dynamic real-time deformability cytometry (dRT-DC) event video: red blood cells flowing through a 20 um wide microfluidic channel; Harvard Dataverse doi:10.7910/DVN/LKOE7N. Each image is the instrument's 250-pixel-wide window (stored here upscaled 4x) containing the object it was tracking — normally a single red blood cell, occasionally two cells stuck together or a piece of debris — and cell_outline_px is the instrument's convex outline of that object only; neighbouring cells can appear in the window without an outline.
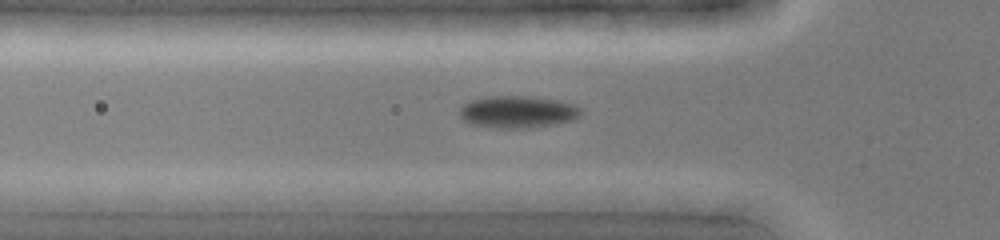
{"species": "common noctule bat (a hibernating species)", "species_latin": "Nyctalus noctula", "temperature_condition": "cold", "stored_images_in_passage": 42, "camera_frame_rate_fps": 3000, "um_per_image_px": 0.085, "animal": {"sex": "female", "body_mass_g": 19.0, "forearm_length_mm": 51.5}, "frame": {"image": 1, "passage_image": 13, "time_ms": 4.0, "image_size_px": [1000, 240], "cell_outline_px": [[580, 116], [572, 120], [552, 124], [528, 128], [500, 128], [472, 124], [464, 120], [460, 116], [460, 108], [464, 104], [472, 100], [488, 96], [524, 96], [556, 100], [576, 104], [580, 108]], "centroid_in_image_um": [44.0, 9.5], "position_along_channel_um": 81.8, "area_um2": 22.43}}
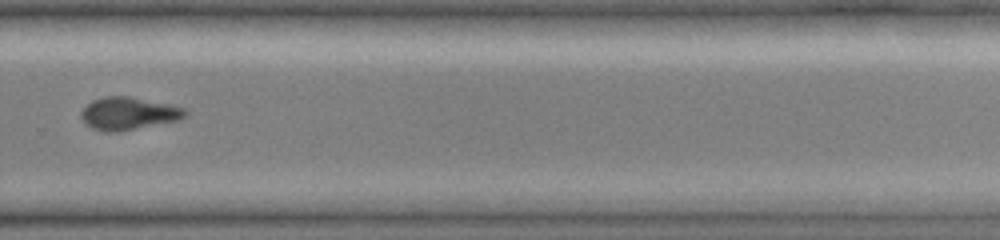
{"frame": {"image": 2, "passage_image": 29, "time_ms": 9.333, "image_size_px": [1000, 240], "cell_outline_px": [[188, 112], [184, 116], [176, 120], [120, 132], [104, 132], [92, 128], [80, 116], [80, 112], [92, 100], [104, 96], [128, 96], [168, 104], [184, 108]], "centroid_in_image_um": [10.88, 9.64], "position_along_channel_um": 318.9, "area_um2": 19.54}}
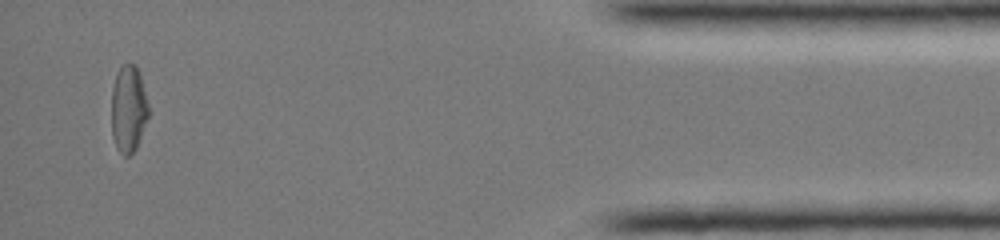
{"frame": {"image": 3, "passage_image": 40, "time_ms": 13.0, "image_size_px": [1000, 240], "cell_outline_px": [[148, 116], [136, 148], [128, 156], [124, 156], [116, 148], [112, 136], [112, 88], [116, 76], [120, 68], [124, 64], [136, 64], [140, 72], [148, 104]], "centroid_in_image_um": [10.92, 9.25], "position_along_channel_um": 424.3, "area_um2": 18.67}}